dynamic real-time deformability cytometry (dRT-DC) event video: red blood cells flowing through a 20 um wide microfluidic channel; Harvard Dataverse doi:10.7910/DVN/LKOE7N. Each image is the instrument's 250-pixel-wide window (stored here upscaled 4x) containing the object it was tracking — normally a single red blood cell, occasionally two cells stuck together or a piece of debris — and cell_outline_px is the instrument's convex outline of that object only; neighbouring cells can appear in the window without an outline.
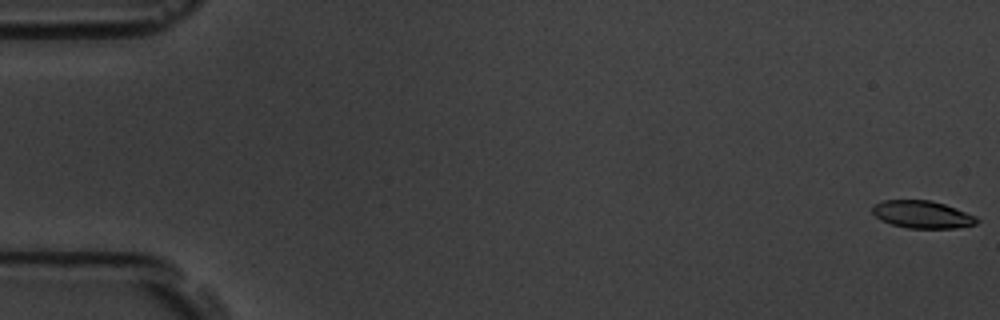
{"species": "common noctule bat (a hibernating species)", "species_latin": "Nyctalus noctula", "temperature_condition": "room temperature", "stored_images_in_passage": 7, "camera_frame_rate_fps": 3000, "um_per_image_px": 0.085, "animal": {"sex": "male", "body_mass_g": 19.5, "forearm_length_mm": 54.6}, "frame": {"image": 1, "passage_image": 1, "time_ms": 0.0, "image_size_px": [1000, 320], "cell_outline_px": [[980, 220], [976, 224], [956, 228], [908, 228], [892, 224], [880, 220], [872, 212], [872, 204], [884, 200], [928, 200], [944, 204], [956, 208], [976, 216]], "centroid_in_image_um": [78.38, 18.23], "position_along_channel_um": 6.6, "area_um2": 16.76}}
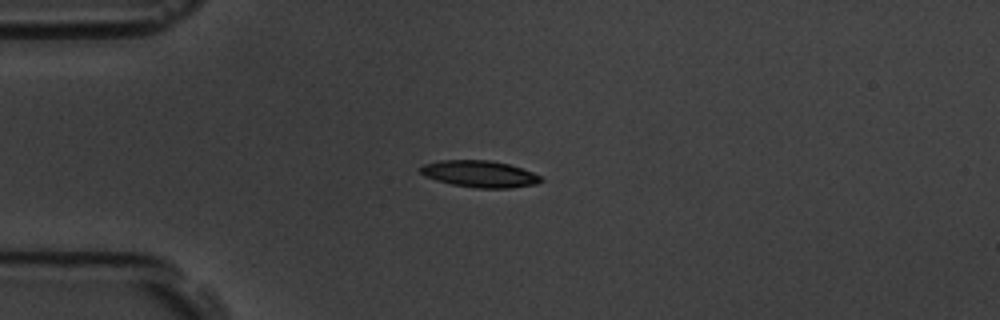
{"frame": {"image": 2, "passage_image": 5, "time_ms": 4.667, "image_size_px": [1000, 320], "cell_outline_px": [[544, 180], [536, 184], [512, 188], [476, 188], [452, 184], [436, 180], [424, 176], [420, 172], [420, 168], [424, 164], [440, 160], [488, 160], [508, 164], [532, 172], [540, 176]], "centroid_in_image_um": [40.76, 14.79], "position_along_channel_um": 44.2, "area_um2": 18.67}}
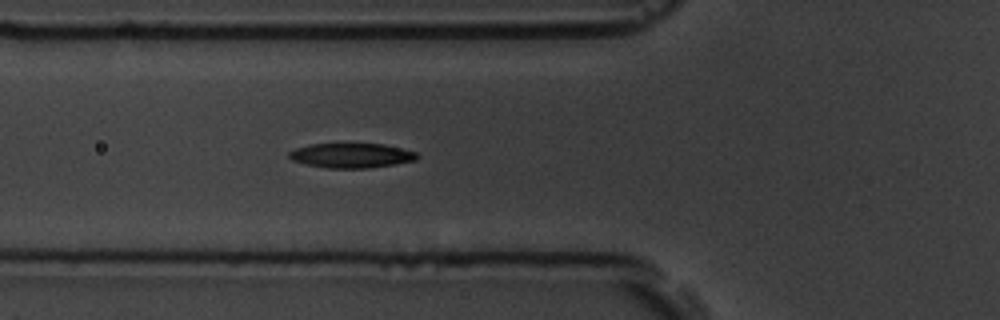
{"frame": {"image": 3, "passage_image": 7, "time_ms": 6.667, "image_size_px": [1000, 320], "cell_outline_px": [[420, 156], [416, 160], [368, 168], [328, 168], [304, 164], [292, 160], [288, 156], [288, 152], [296, 148], [308, 144], [384, 144], [416, 152]], "centroid_in_image_um": [29.84, 13.21], "position_along_channel_um": 96.0, "area_um2": 18.32}}